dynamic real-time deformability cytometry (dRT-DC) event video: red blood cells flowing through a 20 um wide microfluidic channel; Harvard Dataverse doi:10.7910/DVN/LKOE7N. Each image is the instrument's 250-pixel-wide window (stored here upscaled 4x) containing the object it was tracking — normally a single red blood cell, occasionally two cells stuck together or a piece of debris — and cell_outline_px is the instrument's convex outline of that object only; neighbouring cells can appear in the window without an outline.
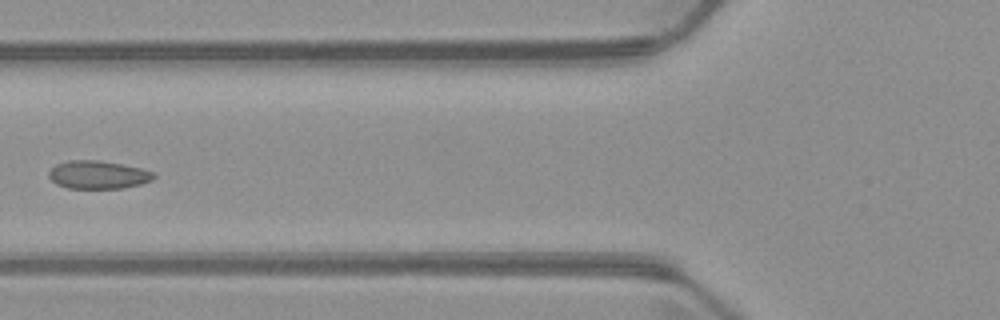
{"species": "common noctule bat (a hibernating species)", "species_latin": "Nyctalus noctula", "temperature_condition": "warm", "stored_images_in_passage": 6, "camera_frame_rate_fps": 3000, "um_per_image_px": 0.085, "animal": {"sex": "male", "body_mass_g": 23.1, "forearm_length_mm": 52.7}, "frame": {"image": 1, "passage_image": 5, "time_ms": 5.667, "image_size_px": [1000, 320], "cell_outline_px": [[156, 176], [152, 180], [140, 184], [124, 188], [68, 188], [56, 184], [48, 176], [48, 172], [56, 164], [68, 160], [100, 160], [140, 168], [156, 172]], "centroid_in_image_um": [8.34, 14.85], "position_along_channel_um": 117.5, "area_um2": 17.22}}
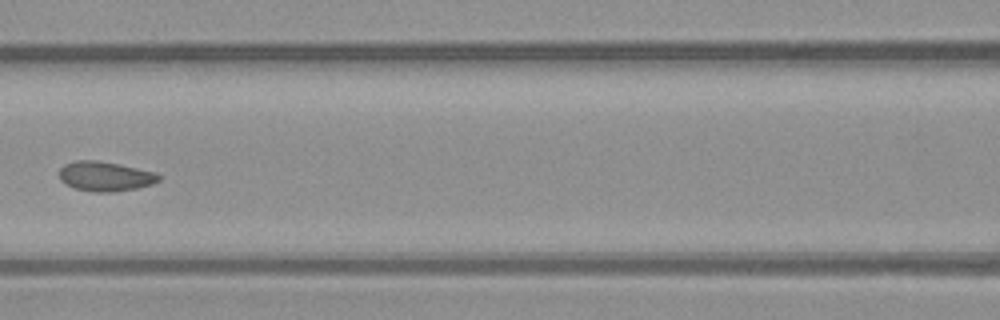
{"frame": {"image": 2, "passage_image": 6, "time_ms": 6.667, "image_size_px": [1000, 320], "cell_outline_px": [[160, 180], [152, 184], [136, 188], [116, 192], [96, 192], [76, 188], [64, 184], [60, 180], [60, 168], [64, 164], [76, 160], [96, 160], [120, 164], [156, 172], [160, 176]], "centroid_in_image_um": [8.94, 14.98], "position_along_channel_um": 157.7, "area_um2": 17.28}}